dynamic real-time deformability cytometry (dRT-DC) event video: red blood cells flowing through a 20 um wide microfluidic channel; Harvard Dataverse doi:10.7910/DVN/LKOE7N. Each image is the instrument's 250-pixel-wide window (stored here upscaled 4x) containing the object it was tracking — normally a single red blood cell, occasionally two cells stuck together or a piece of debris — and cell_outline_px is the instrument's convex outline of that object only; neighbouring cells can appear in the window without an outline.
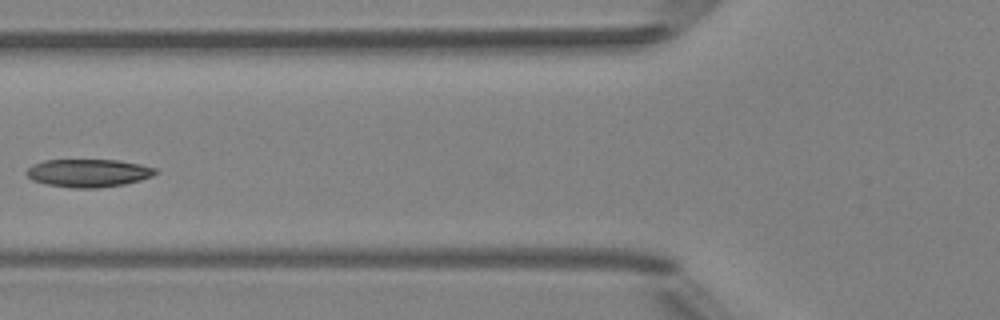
{"species": "Egyptian fruit bat (a non-hibernating species)", "species_latin": "Rousettus aegyptiacus", "temperature_condition": "room temperature", "stored_images_in_passage": 4, "camera_frame_rate_fps": 3000, "um_per_image_px": 0.085, "animal": {"sex": "female"}, "frame": {"image": 1, "passage_image": 4, "time_ms": 3.333, "image_size_px": [1000, 320], "cell_outline_px": [[160, 172], [152, 176], [140, 180], [124, 184], [96, 188], [72, 188], [44, 184], [32, 180], [24, 172], [32, 164], [44, 160], [120, 160], [160, 168]], "centroid_in_image_um": [7.54, 14.7], "position_along_channel_um": 118.3, "area_um2": 21.33}}